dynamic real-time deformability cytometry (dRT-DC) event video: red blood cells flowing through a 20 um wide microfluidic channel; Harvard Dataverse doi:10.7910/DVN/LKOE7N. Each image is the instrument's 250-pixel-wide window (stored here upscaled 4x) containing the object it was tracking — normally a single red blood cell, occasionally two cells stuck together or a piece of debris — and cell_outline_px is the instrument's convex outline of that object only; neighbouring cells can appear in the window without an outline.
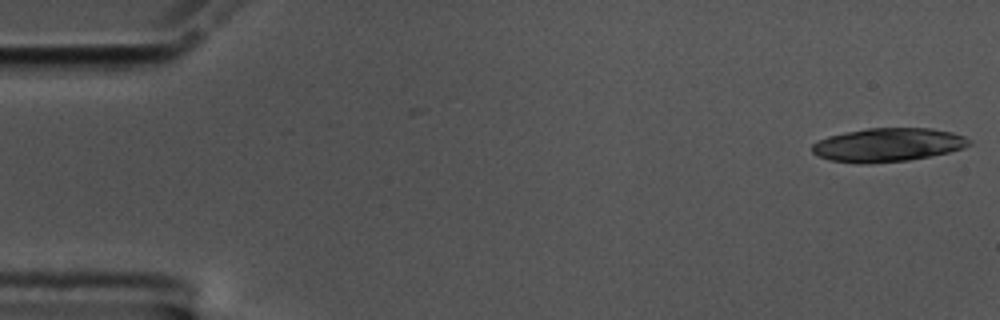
{"species": "common noctule bat (a hibernating species)", "species_latin": "Nyctalus noctula", "temperature_condition": "cold", "stored_images_in_passage": 18, "camera_frame_rate_fps": 3000, "um_per_image_px": 0.085, "animal": {"sex": "male", "body_mass_g": 17.5, "forearm_length_mm": 52.3}, "frame": {"image": 1, "passage_image": 1, "time_ms": 0.0, "image_size_px": [1000, 320], "cell_outline_px": [[972, 144], [964, 148], [948, 152], [908, 160], [868, 164], [860, 164], [828, 160], [812, 152], [812, 144], [828, 136], [844, 132], [868, 128], [932, 128], [952, 132], [964, 136], [972, 140]], "centroid_in_image_um": [75.48, 12.31], "position_along_channel_um": 9.5, "area_um2": 30.87}}